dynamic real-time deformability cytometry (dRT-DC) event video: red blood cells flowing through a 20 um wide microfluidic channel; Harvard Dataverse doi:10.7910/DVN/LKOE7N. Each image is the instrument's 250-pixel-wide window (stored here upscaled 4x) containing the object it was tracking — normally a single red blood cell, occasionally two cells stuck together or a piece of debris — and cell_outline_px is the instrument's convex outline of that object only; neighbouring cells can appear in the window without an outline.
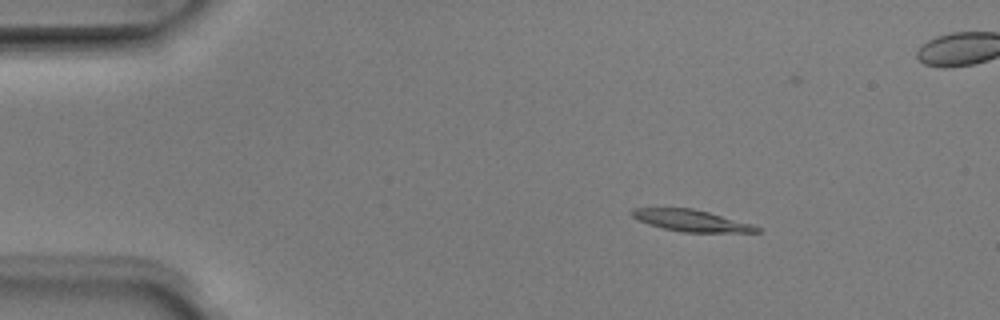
{"species": "Egyptian fruit bat (a non-hibernating species)", "species_latin": "Rousettus aegyptiacus", "temperature_condition": "room temperature", "stored_images_in_passage": 4, "camera_frame_rate_fps": 3000, "um_per_image_px": 0.085, "animal": {"sex": "male"}, "frame": {"image": 1, "passage_image": 2, "time_ms": 0.333, "image_size_px": [1000, 320], "cell_outline_px": [[760, 232], [684, 232], [664, 228], [648, 224], [632, 216], [628, 212], [632, 208], [692, 208], [708, 212], [752, 224], [760, 228]], "centroid_in_image_um": [58.73, 18.74], "position_along_channel_um": 26.3, "area_um2": 15.49}}